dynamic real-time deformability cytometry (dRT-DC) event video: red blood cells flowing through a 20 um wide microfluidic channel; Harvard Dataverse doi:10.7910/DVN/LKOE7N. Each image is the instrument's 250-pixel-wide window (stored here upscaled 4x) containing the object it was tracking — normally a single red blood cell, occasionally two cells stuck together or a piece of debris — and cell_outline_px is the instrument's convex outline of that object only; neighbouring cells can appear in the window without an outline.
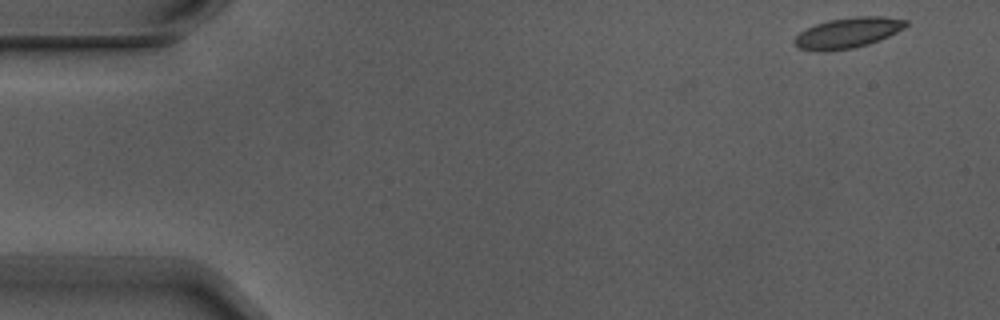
{"species": "Egyptian fruit bat (a non-hibernating species)", "species_latin": "Rousettus aegyptiacus", "temperature_condition": "warm", "stored_images_in_passage": 5, "camera_frame_rate_fps": 3000, "um_per_image_px": 0.085, "animal": {"sex": "male"}, "frame": {"image": 1, "passage_image": 1, "time_ms": 0.0, "image_size_px": [1000, 320], "cell_outline_px": [[908, 24], [904, 28], [880, 40], [868, 44], [852, 48], [828, 52], [816, 52], [796, 48], [792, 44], [792, 40], [800, 32], [816, 24], [828, 20], [856, 16], [880, 16], [908, 20]], "centroid_in_image_um": [72.0, 2.81], "position_along_channel_um": 13.0, "area_um2": 20.06}}
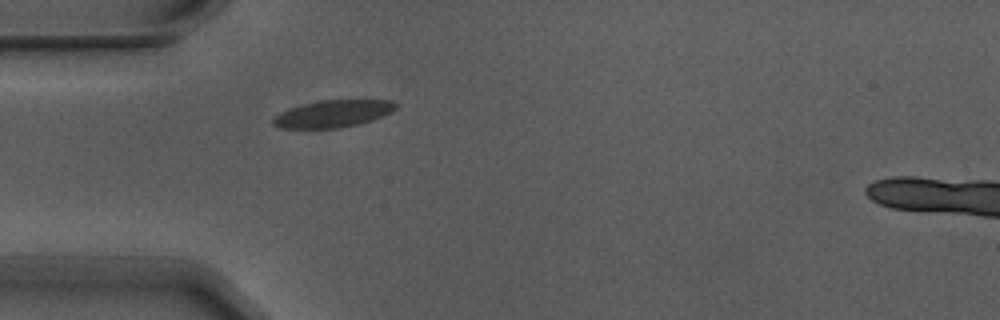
{"frame": {"image": 2, "passage_image": 4, "time_ms": 1.0, "image_size_px": [1000, 320], "cell_outline_px": [[396, 108], [392, 112], [384, 116], [360, 124], [340, 128], [280, 128], [272, 124], [272, 120], [280, 112], [304, 104], [320, 100], [392, 100], [396, 104]], "centroid_in_image_um": [28.34, 9.67], "position_along_channel_um": 56.7, "area_um2": 19.36}}